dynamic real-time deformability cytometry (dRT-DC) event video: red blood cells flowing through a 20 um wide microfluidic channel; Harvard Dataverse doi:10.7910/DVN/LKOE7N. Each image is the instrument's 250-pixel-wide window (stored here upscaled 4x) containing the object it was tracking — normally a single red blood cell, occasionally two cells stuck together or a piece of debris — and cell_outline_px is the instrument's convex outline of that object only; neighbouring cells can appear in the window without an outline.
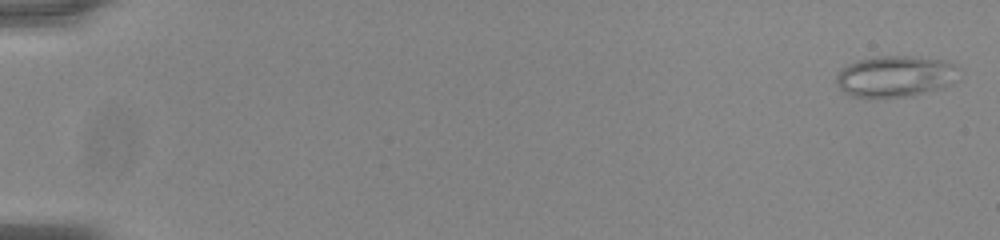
{"species": "common noctule bat (a hibernating species)", "species_latin": "Nyctalus noctula", "temperature_condition": "room temperature", "stored_images_in_passage": 56, "camera_frame_rate_fps": 3000, "um_per_image_px": 0.085, "animal": {"sex": "male", "body_mass_g": 20.0, "forearm_length_mm": 53.3}, "frame": {"image": 1, "passage_image": 2, "time_ms": 0.333, "image_size_px": [1000, 240], "cell_outline_px": [[960, 68], [956, 80], [940, 88], [912, 96], [852, 96], [844, 92], [840, 88], [836, 80], [836, 76], [840, 68], [848, 64], [860, 60], [876, 56], [908, 56], [944, 60], [956, 64]], "centroid_in_image_um": [76.12, 6.46], "position_along_channel_um": 8.9, "area_um2": 29.25}}
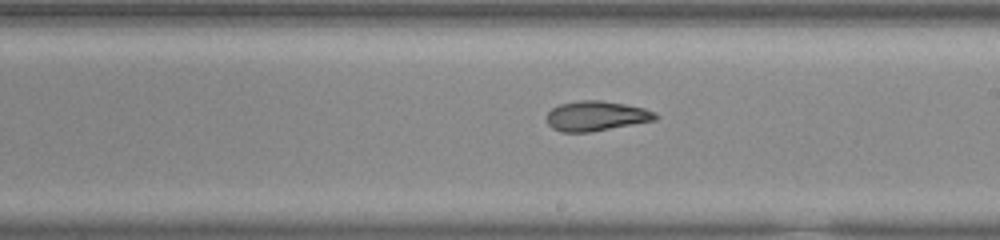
{"frame": {"image": 2, "passage_image": 34, "time_ms": 11.0, "image_size_px": [1000, 240], "cell_outline_px": [[660, 116], [656, 120], [588, 132], [560, 132], [552, 128], [548, 124], [548, 112], [552, 108], [560, 104], [580, 100], [600, 100], [624, 104], [644, 108], [656, 112]], "centroid_in_image_um": [50.69, 9.85], "position_along_channel_um": 238.3, "area_um2": 18.84}}
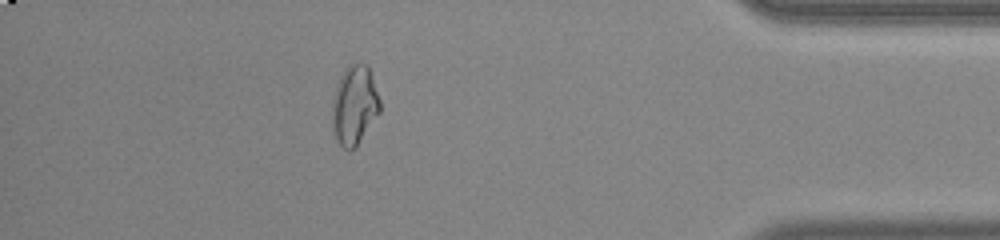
{"frame": {"image": 3, "passage_image": 50, "time_ms": 16.333, "image_size_px": [1000, 240], "cell_outline_px": [[380, 112], [356, 148], [344, 148], [336, 140], [332, 120], [332, 100], [336, 84], [344, 68], [348, 64], [368, 64], [380, 100]], "centroid_in_image_um": [30.12, 8.92], "position_along_channel_um": 405.1, "area_um2": 22.14}, "authors_computed_cell_mechanics": {"area_um2": 22.0507, "velocity_mm_per_s": 3.7934, "shape_relaxation_time_tau1_ms": null, "shape_relaxation_time_tau2_ms": 2.6934, "deformation_change_tau1": null, "deformation_change_tau2": 0.0911}}